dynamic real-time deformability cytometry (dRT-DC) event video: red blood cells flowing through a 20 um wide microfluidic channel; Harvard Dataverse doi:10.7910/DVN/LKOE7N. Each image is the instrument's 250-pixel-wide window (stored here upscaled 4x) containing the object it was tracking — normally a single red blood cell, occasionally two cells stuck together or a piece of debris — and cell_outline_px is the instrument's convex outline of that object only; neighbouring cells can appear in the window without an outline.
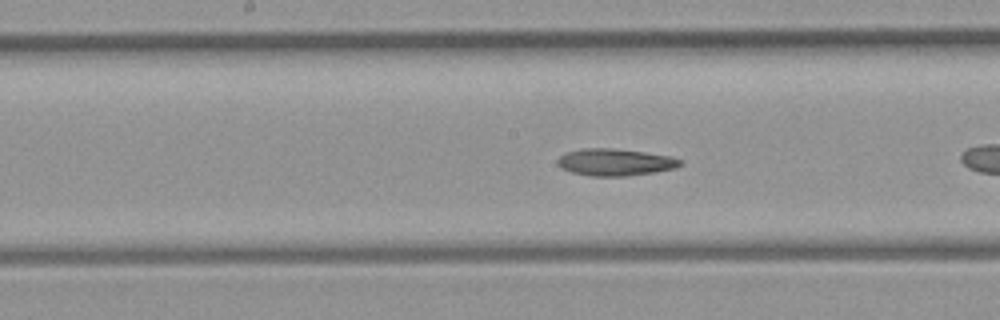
{"species": "common noctule bat (a hibernating species)", "species_latin": "Nyctalus noctula", "temperature_condition": "room temperature", "stored_images_in_passage": 37, "camera_frame_rate_fps": 3000, "um_per_image_px": 0.085, "animal": {"sex": "female", "body_mass_g": 21.9}, "frame": {"image": 1, "passage_image": 11, "time_ms": 3.333, "image_size_px": [1000, 320], "cell_outline_px": [[684, 164], [676, 168], [628, 176], [592, 176], [572, 172], [560, 168], [556, 164], [556, 160], [564, 152], [580, 148], [612, 148], [644, 152], [672, 156], [680, 160]], "centroid_in_image_um": [52.25, 13.78], "position_along_channel_um": 196.0, "area_um2": 19.48}}